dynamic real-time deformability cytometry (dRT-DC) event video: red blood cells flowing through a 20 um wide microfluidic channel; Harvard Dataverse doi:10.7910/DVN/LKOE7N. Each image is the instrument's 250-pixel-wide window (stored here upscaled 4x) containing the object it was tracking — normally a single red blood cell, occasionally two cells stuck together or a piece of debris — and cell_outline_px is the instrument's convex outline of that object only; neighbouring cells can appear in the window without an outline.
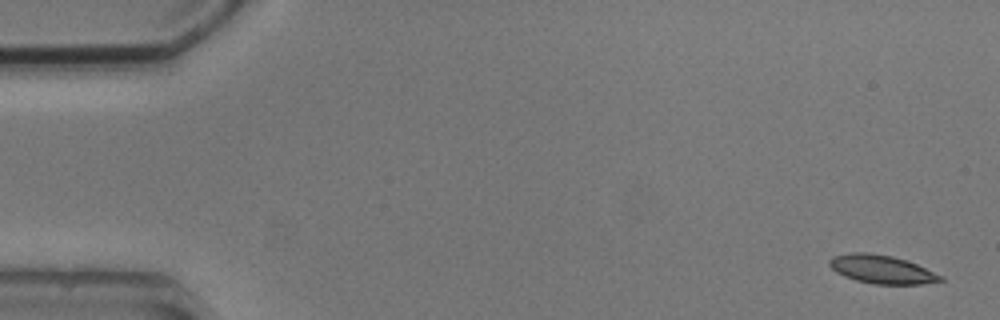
{"species": "common noctule bat (a hibernating species)", "species_latin": "Nyctalus noctula", "temperature_condition": "cold", "stored_images_in_passage": 5, "camera_frame_rate_fps": 3000, "um_per_image_px": 0.085, "animal": {"sex": "male", "body_mass_g": 20.5, "forearm_length_mm": 52.5}, "frame": {"image": 1, "passage_image": 1, "time_ms": 0.0, "image_size_px": [1000, 320], "cell_outline_px": [[944, 280], [920, 284], [872, 284], [856, 280], [844, 276], [836, 272], [828, 264], [828, 260], [832, 256], [852, 252], [868, 252], [892, 256], [916, 264], [944, 276]], "centroid_in_image_um": [74.92, 22.89], "position_along_channel_um": 10.1, "area_um2": 18.38}}
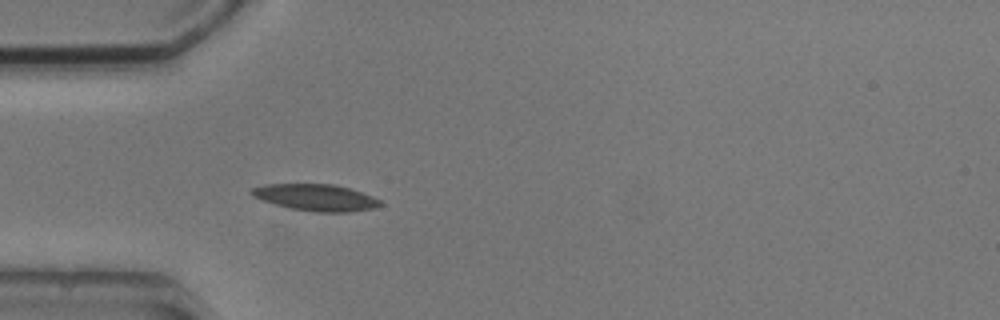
{"frame": {"image": 2, "passage_image": 5, "time_ms": 4.667, "image_size_px": [1000, 320], "cell_outline_px": [[384, 204], [376, 208], [348, 212], [316, 212], [292, 208], [276, 204], [252, 196], [248, 192], [252, 188], [264, 184], [332, 184], [348, 188], [372, 196], [380, 200]], "centroid_in_image_um": [26.86, 16.78], "position_along_channel_um": 58.1, "area_um2": 19.83}}